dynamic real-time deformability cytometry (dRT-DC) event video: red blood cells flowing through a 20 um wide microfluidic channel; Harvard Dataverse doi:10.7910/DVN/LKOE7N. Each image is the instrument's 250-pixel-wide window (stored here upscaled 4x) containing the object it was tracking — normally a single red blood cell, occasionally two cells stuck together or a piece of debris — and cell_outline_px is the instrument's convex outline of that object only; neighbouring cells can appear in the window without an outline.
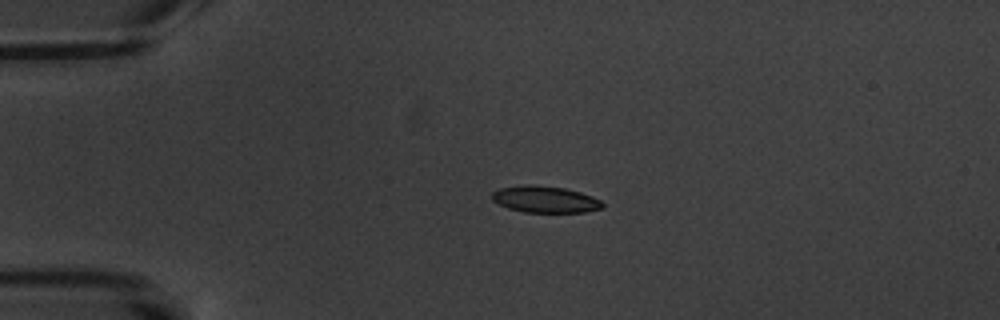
{"species": "common noctule bat (a hibernating species)", "species_latin": "Nyctalus noctula", "temperature_condition": "warm", "stored_images_in_passage": 4, "camera_frame_rate_fps": 3000, "um_per_image_px": 0.085, "animal": {"sex": "male", "body_mass_g": 20.1, "forearm_length_mm": 53.5}, "frame": {"image": 1, "passage_image": 3, "time_ms": 3.333, "image_size_px": [1000, 320], "cell_outline_px": [[604, 208], [584, 212], [524, 212], [508, 208], [492, 200], [492, 192], [500, 188], [524, 184], [532, 184], [564, 188], [580, 192], [592, 196], [600, 200], [604, 204]], "centroid_in_image_um": [46.34, 16.94], "position_along_channel_um": 38.7, "area_um2": 17.17}}